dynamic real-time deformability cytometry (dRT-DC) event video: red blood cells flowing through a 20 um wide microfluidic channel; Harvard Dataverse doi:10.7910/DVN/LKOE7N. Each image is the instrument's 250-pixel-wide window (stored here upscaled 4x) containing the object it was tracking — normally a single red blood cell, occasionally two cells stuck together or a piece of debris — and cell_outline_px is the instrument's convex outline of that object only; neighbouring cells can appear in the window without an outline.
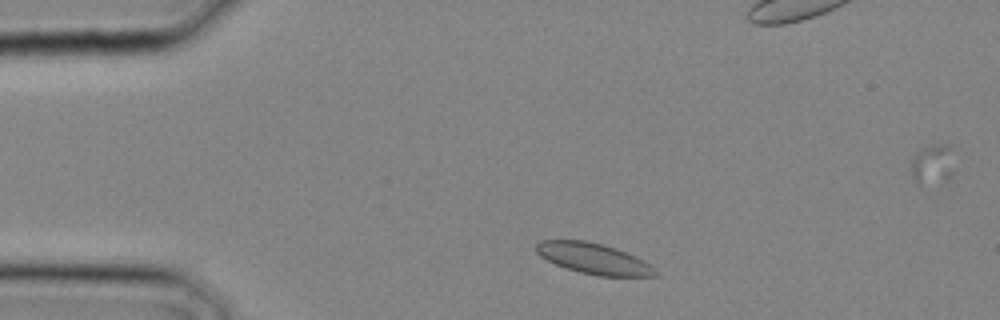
{"species": "common noctule bat (a hibernating species)", "species_latin": "Nyctalus noctula", "temperature_condition": "cold", "stored_images_in_passage": 2, "camera_frame_rate_fps": 3000, "um_per_image_px": 0.085, "animal": {"sex": "male", "body_mass_g": 20.4}, "frame": {"image": 1, "passage_image": 1, "time_ms": 0.0, "image_size_px": [1000, 320], "cell_outline_px": [[656, 276], [600, 276], [580, 272], [556, 264], [540, 256], [536, 252], [536, 244], [540, 240], [584, 240], [604, 244], [616, 248], [636, 256], [648, 264], [656, 272]], "centroid_in_image_um": [50.42, 21.96], "position_along_channel_um": 34.6, "area_um2": 21.1}}